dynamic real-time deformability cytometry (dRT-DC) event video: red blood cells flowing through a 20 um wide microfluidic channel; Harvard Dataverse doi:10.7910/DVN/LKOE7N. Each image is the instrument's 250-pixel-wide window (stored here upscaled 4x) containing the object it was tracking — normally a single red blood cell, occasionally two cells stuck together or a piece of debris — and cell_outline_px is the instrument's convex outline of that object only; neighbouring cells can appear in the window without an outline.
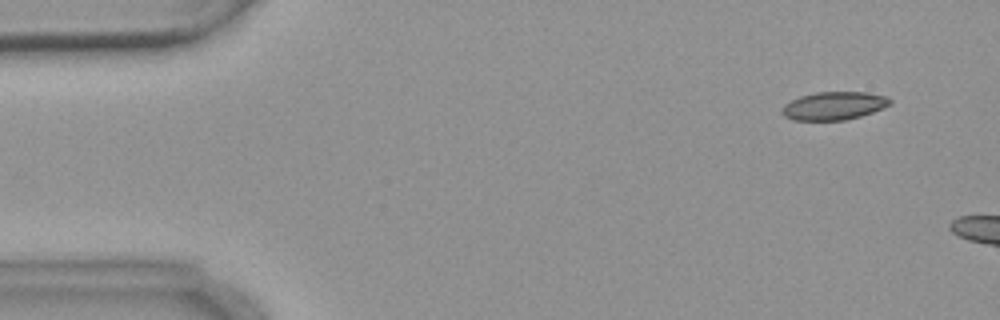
{"species": "common noctule bat (a hibernating species)", "species_latin": "Nyctalus noctula", "temperature_condition": "warm", "stored_images_in_passage": 3, "camera_frame_rate_fps": 3000, "um_per_image_px": 0.085, "animal": {"sex": "female", "body_mass_g": 18.4}, "frame": {"image": 1, "passage_image": 1, "time_ms": 0.0, "image_size_px": [1000, 320], "cell_outline_px": [[892, 104], [872, 112], [860, 116], [844, 120], [792, 120], [784, 116], [780, 112], [780, 108], [784, 104], [800, 96], [816, 92], [868, 92], [888, 96], [892, 100]], "centroid_in_image_um": [70.88, 8.99], "position_along_channel_um": 14.1, "area_um2": 17.86}}